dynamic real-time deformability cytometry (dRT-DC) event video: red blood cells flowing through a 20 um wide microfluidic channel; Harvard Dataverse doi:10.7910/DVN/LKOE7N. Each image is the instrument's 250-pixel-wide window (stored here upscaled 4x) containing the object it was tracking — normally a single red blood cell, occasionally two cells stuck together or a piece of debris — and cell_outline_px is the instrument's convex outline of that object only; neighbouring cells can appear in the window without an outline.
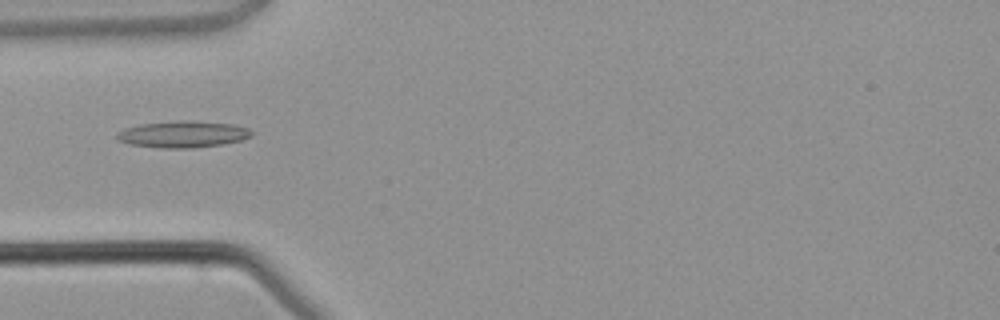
{"species": "common noctule bat (a hibernating species)", "species_latin": "Nyctalus noctula", "temperature_condition": "warm", "stored_images_in_passage": 3, "camera_frame_rate_fps": 3000, "um_per_image_px": 0.085, "animal": {"sex": "male", "body_mass_g": 21.5, "forearm_length_mm": 52.0}, "frame": {"image": 1, "passage_image": 3, "time_ms": 2.333, "image_size_px": [1000, 320], "cell_outline_px": [[252, 136], [240, 140], [220, 144], [192, 148], [160, 148], [128, 144], [120, 140], [116, 136], [116, 132], [124, 128], [140, 124], [180, 120], [188, 120], [232, 124], [248, 128], [252, 132]], "centroid_in_image_um": [15.51, 11.41], "position_along_channel_um": 69.5, "area_um2": 20.81}}